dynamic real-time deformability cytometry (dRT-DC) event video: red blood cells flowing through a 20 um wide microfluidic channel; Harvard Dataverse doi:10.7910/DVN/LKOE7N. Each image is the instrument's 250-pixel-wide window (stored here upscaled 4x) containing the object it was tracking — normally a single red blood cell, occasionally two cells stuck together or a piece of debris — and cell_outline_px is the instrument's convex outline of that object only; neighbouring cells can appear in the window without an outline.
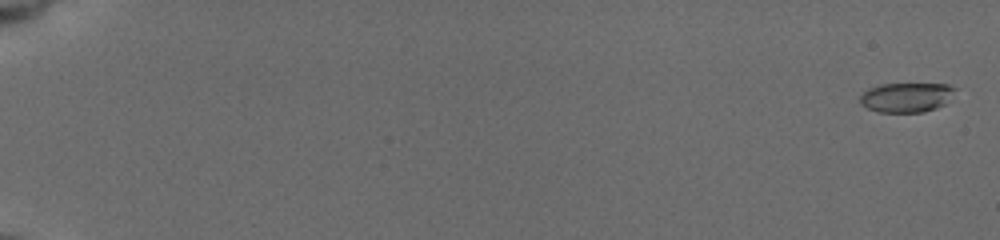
{"species": "common noctule bat (a hibernating species)", "species_latin": "Nyctalus noctula", "temperature_condition": "cold", "stored_images_in_passage": 58, "camera_frame_rate_fps": 3000, "um_per_image_px": 0.085, "animal": {"sex": "female", "body_mass_g": 19.5, "forearm_length_mm": 54.1}, "frame": {"image": 1, "passage_image": 2, "time_ms": 0.333, "image_size_px": [1000, 240], "cell_outline_px": [[956, 88], [944, 104], [936, 108], [924, 112], [880, 112], [868, 108], [860, 104], [860, 96], [868, 88], [880, 84], [948, 84]], "centroid_in_image_um": [77.01, 8.27], "position_along_channel_um": 8.0, "area_um2": 16.24}}
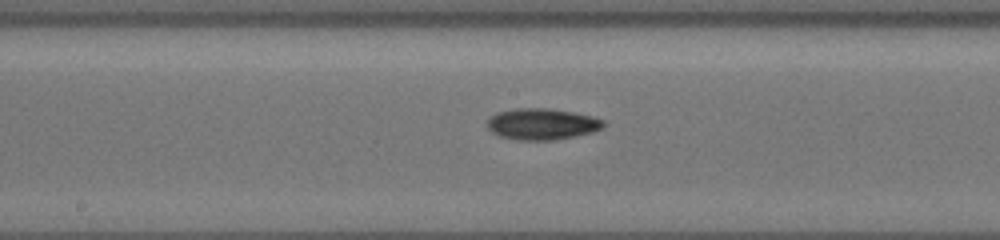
{"frame": {"image": 2, "passage_image": 34, "time_ms": 11.0, "image_size_px": [1000, 240], "cell_outline_px": [[604, 124], [600, 128], [592, 132], [576, 136], [552, 140], [520, 140], [500, 136], [492, 132], [488, 128], [488, 120], [496, 112], [516, 108], [548, 108], [572, 112], [592, 116], [604, 120]], "centroid_in_image_um": [46.06, 10.54], "position_along_channel_um": 202.1, "area_um2": 21.04}}
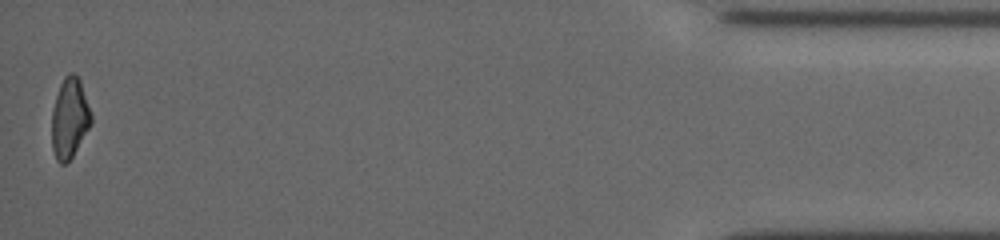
{"frame": {"image": 3, "passage_image": 58, "time_ms": 19.0, "image_size_px": [1000, 240], "cell_outline_px": [[92, 124], [72, 156], [64, 164], [60, 164], [56, 160], [52, 148], [52, 108], [60, 84], [64, 76], [68, 72], [72, 72], [80, 80], [92, 116]], "centroid_in_image_um": [5.91, 10.04], "position_along_channel_um": 429.3, "area_um2": 18.38}, "authors_computed_cell_mechanics": {"area_um2": 18.8717, "velocity_mm_per_s": 3.7719, "shape_relaxation_time_tau1_ms": 3.4398, "shape_relaxation_time_tau2_ms": null, "deformation_change_tau1": 0.1425, "deformation_change_tau2": null}}